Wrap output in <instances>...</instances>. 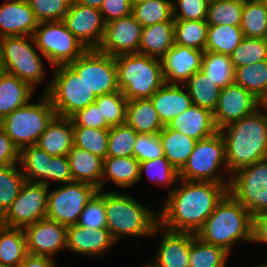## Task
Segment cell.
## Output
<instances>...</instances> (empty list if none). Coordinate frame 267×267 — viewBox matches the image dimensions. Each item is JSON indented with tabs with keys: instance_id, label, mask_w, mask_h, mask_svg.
Listing matches in <instances>:
<instances>
[{
	"instance_id": "cell-1",
	"label": "cell",
	"mask_w": 267,
	"mask_h": 267,
	"mask_svg": "<svg viewBox=\"0 0 267 267\" xmlns=\"http://www.w3.org/2000/svg\"><path fill=\"white\" fill-rule=\"evenodd\" d=\"M177 185L163 199L166 203L158 211L159 225L170 231L196 234L228 192L229 184L179 179Z\"/></svg>"
},
{
	"instance_id": "cell-2",
	"label": "cell",
	"mask_w": 267,
	"mask_h": 267,
	"mask_svg": "<svg viewBox=\"0 0 267 267\" xmlns=\"http://www.w3.org/2000/svg\"><path fill=\"white\" fill-rule=\"evenodd\" d=\"M262 111L258 108L219 129L225 141L227 180L239 169L267 158V113Z\"/></svg>"
},
{
	"instance_id": "cell-3",
	"label": "cell",
	"mask_w": 267,
	"mask_h": 267,
	"mask_svg": "<svg viewBox=\"0 0 267 267\" xmlns=\"http://www.w3.org/2000/svg\"><path fill=\"white\" fill-rule=\"evenodd\" d=\"M195 236L231 253L234 244L239 241L252 243V216L227 192Z\"/></svg>"
},
{
	"instance_id": "cell-4",
	"label": "cell",
	"mask_w": 267,
	"mask_h": 267,
	"mask_svg": "<svg viewBox=\"0 0 267 267\" xmlns=\"http://www.w3.org/2000/svg\"><path fill=\"white\" fill-rule=\"evenodd\" d=\"M106 228L117 243L123 237H151L159 213L123 192L105 191Z\"/></svg>"
},
{
	"instance_id": "cell-5",
	"label": "cell",
	"mask_w": 267,
	"mask_h": 267,
	"mask_svg": "<svg viewBox=\"0 0 267 267\" xmlns=\"http://www.w3.org/2000/svg\"><path fill=\"white\" fill-rule=\"evenodd\" d=\"M115 63L118 89L127 100L150 99L165 83L159 58L124 54L115 57Z\"/></svg>"
},
{
	"instance_id": "cell-6",
	"label": "cell",
	"mask_w": 267,
	"mask_h": 267,
	"mask_svg": "<svg viewBox=\"0 0 267 267\" xmlns=\"http://www.w3.org/2000/svg\"><path fill=\"white\" fill-rule=\"evenodd\" d=\"M55 110L46 93L5 116L0 124L14 145L21 151L24 147L36 145L48 123L55 116Z\"/></svg>"
},
{
	"instance_id": "cell-7",
	"label": "cell",
	"mask_w": 267,
	"mask_h": 267,
	"mask_svg": "<svg viewBox=\"0 0 267 267\" xmlns=\"http://www.w3.org/2000/svg\"><path fill=\"white\" fill-rule=\"evenodd\" d=\"M37 49L33 36L1 37L0 59L4 72L17 76L33 89L38 87L46 77V68L42 61L44 55Z\"/></svg>"
},
{
	"instance_id": "cell-8",
	"label": "cell",
	"mask_w": 267,
	"mask_h": 267,
	"mask_svg": "<svg viewBox=\"0 0 267 267\" xmlns=\"http://www.w3.org/2000/svg\"><path fill=\"white\" fill-rule=\"evenodd\" d=\"M54 68L44 93L49 97L57 116L70 118L95 102L97 96L69 65Z\"/></svg>"
},
{
	"instance_id": "cell-9",
	"label": "cell",
	"mask_w": 267,
	"mask_h": 267,
	"mask_svg": "<svg viewBox=\"0 0 267 267\" xmlns=\"http://www.w3.org/2000/svg\"><path fill=\"white\" fill-rule=\"evenodd\" d=\"M220 168L225 169L224 173L227 172L225 141L217 131L196 142L186 164L179 171V179L229 184L230 180H223L225 177L222 176L224 173Z\"/></svg>"
},
{
	"instance_id": "cell-10",
	"label": "cell",
	"mask_w": 267,
	"mask_h": 267,
	"mask_svg": "<svg viewBox=\"0 0 267 267\" xmlns=\"http://www.w3.org/2000/svg\"><path fill=\"white\" fill-rule=\"evenodd\" d=\"M32 36L44 59L53 67L68 65L87 50L63 21L39 22Z\"/></svg>"
},
{
	"instance_id": "cell-11",
	"label": "cell",
	"mask_w": 267,
	"mask_h": 267,
	"mask_svg": "<svg viewBox=\"0 0 267 267\" xmlns=\"http://www.w3.org/2000/svg\"><path fill=\"white\" fill-rule=\"evenodd\" d=\"M99 189L84 182L64 183L48 192L46 218L65 226L78 224L81 213Z\"/></svg>"
},
{
	"instance_id": "cell-12",
	"label": "cell",
	"mask_w": 267,
	"mask_h": 267,
	"mask_svg": "<svg viewBox=\"0 0 267 267\" xmlns=\"http://www.w3.org/2000/svg\"><path fill=\"white\" fill-rule=\"evenodd\" d=\"M228 192L253 217L267 211V158L243 167L230 176Z\"/></svg>"
},
{
	"instance_id": "cell-13",
	"label": "cell",
	"mask_w": 267,
	"mask_h": 267,
	"mask_svg": "<svg viewBox=\"0 0 267 267\" xmlns=\"http://www.w3.org/2000/svg\"><path fill=\"white\" fill-rule=\"evenodd\" d=\"M96 96L118 91L115 57L98 49H87L68 64Z\"/></svg>"
},
{
	"instance_id": "cell-14",
	"label": "cell",
	"mask_w": 267,
	"mask_h": 267,
	"mask_svg": "<svg viewBox=\"0 0 267 267\" xmlns=\"http://www.w3.org/2000/svg\"><path fill=\"white\" fill-rule=\"evenodd\" d=\"M49 186L25 181L10 208L0 218V224L24 229L46 218Z\"/></svg>"
},
{
	"instance_id": "cell-15",
	"label": "cell",
	"mask_w": 267,
	"mask_h": 267,
	"mask_svg": "<svg viewBox=\"0 0 267 267\" xmlns=\"http://www.w3.org/2000/svg\"><path fill=\"white\" fill-rule=\"evenodd\" d=\"M143 26L131 14L106 24L98 50L117 57L138 53Z\"/></svg>"
},
{
	"instance_id": "cell-16",
	"label": "cell",
	"mask_w": 267,
	"mask_h": 267,
	"mask_svg": "<svg viewBox=\"0 0 267 267\" xmlns=\"http://www.w3.org/2000/svg\"><path fill=\"white\" fill-rule=\"evenodd\" d=\"M27 252L30 255L54 258L67 249V226L44 218L24 229Z\"/></svg>"
},
{
	"instance_id": "cell-17",
	"label": "cell",
	"mask_w": 267,
	"mask_h": 267,
	"mask_svg": "<svg viewBox=\"0 0 267 267\" xmlns=\"http://www.w3.org/2000/svg\"><path fill=\"white\" fill-rule=\"evenodd\" d=\"M63 22L87 49H98L106 27L100 9L77 3L69 7Z\"/></svg>"
},
{
	"instance_id": "cell-18",
	"label": "cell",
	"mask_w": 267,
	"mask_h": 267,
	"mask_svg": "<svg viewBox=\"0 0 267 267\" xmlns=\"http://www.w3.org/2000/svg\"><path fill=\"white\" fill-rule=\"evenodd\" d=\"M260 108V100L235 83L220 90L219 100L213 112L217 129L238 121Z\"/></svg>"
},
{
	"instance_id": "cell-19",
	"label": "cell",
	"mask_w": 267,
	"mask_h": 267,
	"mask_svg": "<svg viewBox=\"0 0 267 267\" xmlns=\"http://www.w3.org/2000/svg\"><path fill=\"white\" fill-rule=\"evenodd\" d=\"M162 231V232H161ZM161 234L154 262L147 267H189L190 233L170 231L157 225L151 237Z\"/></svg>"
},
{
	"instance_id": "cell-20",
	"label": "cell",
	"mask_w": 267,
	"mask_h": 267,
	"mask_svg": "<svg viewBox=\"0 0 267 267\" xmlns=\"http://www.w3.org/2000/svg\"><path fill=\"white\" fill-rule=\"evenodd\" d=\"M204 51L174 44L160 59L164 82L184 84L190 76L201 70Z\"/></svg>"
},
{
	"instance_id": "cell-21",
	"label": "cell",
	"mask_w": 267,
	"mask_h": 267,
	"mask_svg": "<svg viewBox=\"0 0 267 267\" xmlns=\"http://www.w3.org/2000/svg\"><path fill=\"white\" fill-rule=\"evenodd\" d=\"M115 243L107 228L67 227V249L79 255L103 258Z\"/></svg>"
},
{
	"instance_id": "cell-22",
	"label": "cell",
	"mask_w": 267,
	"mask_h": 267,
	"mask_svg": "<svg viewBox=\"0 0 267 267\" xmlns=\"http://www.w3.org/2000/svg\"><path fill=\"white\" fill-rule=\"evenodd\" d=\"M38 23L27 0H6L0 5V38L32 36Z\"/></svg>"
},
{
	"instance_id": "cell-23",
	"label": "cell",
	"mask_w": 267,
	"mask_h": 267,
	"mask_svg": "<svg viewBox=\"0 0 267 267\" xmlns=\"http://www.w3.org/2000/svg\"><path fill=\"white\" fill-rule=\"evenodd\" d=\"M182 86V87H181ZM161 122L166 126L176 116L189 109L193 104L184 84H168L158 89L150 98Z\"/></svg>"
},
{
	"instance_id": "cell-24",
	"label": "cell",
	"mask_w": 267,
	"mask_h": 267,
	"mask_svg": "<svg viewBox=\"0 0 267 267\" xmlns=\"http://www.w3.org/2000/svg\"><path fill=\"white\" fill-rule=\"evenodd\" d=\"M36 146L52 156H67L74 146L72 120L55 115L39 137Z\"/></svg>"
},
{
	"instance_id": "cell-25",
	"label": "cell",
	"mask_w": 267,
	"mask_h": 267,
	"mask_svg": "<svg viewBox=\"0 0 267 267\" xmlns=\"http://www.w3.org/2000/svg\"><path fill=\"white\" fill-rule=\"evenodd\" d=\"M167 126L197 141L219 131L214 123L213 113L197 105H192L176 116Z\"/></svg>"
},
{
	"instance_id": "cell-26",
	"label": "cell",
	"mask_w": 267,
	"mask_h": 267,
	"mask_svg": "<svg viewBox=\"0 0 267 267\" xmlns=\"http://www.w3.org/2000/svg\"><path fill=\"white\" fill-rule=\"evenodd\" d=\"M67 156L72 182L88 183L101 190L103 159L77 146H73Z\"/></svg>"
},
{
	"instance_id": "cell-27",
	"label": "cell",
	"mask_w": 267,
	"mask_h": 267,
	"mask_svg": "<svg viewBox=\"0 0 267 267\" xmlns=\"http://www.w3.org/2000/svg\"><path fill=\"white\" fill-rule=\"evenodd\" d=\"M175 44L174 21L143 27L138 53L161 59Z\"/></svg>"
},
{
	"instance_id": "cell-28",
	"label": "cell",
	"mask_w": 267,
	"mask_h": 267,
	"mask_svg": "<svg viewBox=\"0 0 267 267\" xmlns=\"http://www.w3.org/2000/svg\"><path fill=\"white\" fill-rule=\"evenodd\" d=\"M35 90L17 76L3 72L0 75V121L27 104Z\"/></svg>"
},
{
	"instance_id": "cell-29",
	"label": "cell",
	"mask_w": 267,
	"mask_h": 267,
	"mask_svg": "<svg viewBox=\"0 0 267 267\" xmlns=\"http://www.w3.org/2000/svg\"><path fill=\"white\" fill-rule=\"evenodd\" d=\"M138 134H158L164 124L150 99L128 100L126 122Z\"/></svg>"
},
{
	"instance_id": "cell-30",
	"label": "cell",
	"mask_w": 267,
	"mask_h": 267,
	"mask_svg": "<svg viewBox=\"0 0 267 267\" xmlns=\"http://www.w3.org/2000/svg\"><path fill=\"white\" fill-rule=\"evenodd\" d=\"M140 163L135 157H106L103 160L101 190L106 181L116 184L119 188H129L139 182Z\"/></svg>"
},
{
	"instance_id": "cell-31",
	"label": "cell",
	"mask_w": 267,
	"mask_h": 267,
	"mask_svg": "<svg viewBox=\"0 0 267 267\" xmlns=\"http://www.w3.org/2000/svg\"><path fill=\"white\" fill-rule=\"evenodd\" d=\"M164 157L179 172L186 164L191 155L197 140L182 134L179 131L170 129L167 125L158 133Z\"/></svg>"
},
{
	"instance_id": "cell-32",
	"label": "cell",
	"mask_w": 267,
	"mask_h": 267,
	"mask_svg": "<svg viewBox=\"0 0 267 267\" xmlns=\"http://www.w3.org/2000/svg\"><path fill=\"white\" fill-rule=\"evenodd\" d=\"M27 255L24 230L0 224V263L18 267Z\"/></svg>"
},
{
	"instance_id": "cell-33",
	"label": "cell",
	"mask_w": 267,
	"mask_h": 267,
	"mask_svg": "<svg viewBox=\"0 0 267 267\" xmlns=\"http://www.w3.org/2000/svg\"><path fill=\"white\" fill-rule=\"evenodd\" d=\"M193 105L214 112L219 100L221 88L215 84L202 70L195 72L184 83Z\"/></svg>"
},
{
	"instance_id": "cell-34",
	"label": "cell",
	"mask_w": 267,
	"mask_h": 267,
	"mask_svg": "<svg viewBox=\"0 0 267 267\" xmlns=\"http://www.w3.org/2000/svg\"><path fill=\"white\" fill-rule=\"evenodd\" d=\"M51 159L52 155L36 145L24 147L20 151L19 164L26 181L48 186V167Z\"/></svg>"
},
{
	"instance_id": "cell-35",
	"label": "cell",
	"mask_w": 267,
	"mask_h": 267,
	"mask_svg": "<svg viewBox=\"0 0 267 267\" xmlns=\"http://www.w3.org/2000/svg\"><path fill=\"white\" fill-rule=\"evenodd\" d=\"M230 253L190 233L189 267H226Z\"/></svg>"
},
{
	"instance_id": "cell-36",
	"label": "cell",
	"mask_w": 267,
	"mask_h": 267,
	"mask_svg": "<svg viewBox=\"0 0 267 267\" xmlns=\"http://www.w3.org/2000/svg\"><path fill=\"white\" fill-rule=\"evenodd\" d=\"M243 38L240 26L209 25L205 51L230 56Z\"/></svg>"
},
{
	"instance_id": "cell-37",
	"label": "cell",
	"mask_w": 267,
	"mask_h": 267,
	"mask_svg": "<svg viewBox=\"0 0 267 267\" xmlns=\"http://www.w3.org/2000/svg\"><path fill=\"white\" fill-rule=\"evenodd\" d=\"M201 70L221 89L234 84L235 68L229 55L204 51Z\"/></svg>"
},
{
	"instance_id": "cell-38",
	"label": "cell",
	"mask_w": 267,
	"mask_h": 267,
	"mask_svg": "<svg viewBox=\"0 0 267 267\" xmlns=\"http://www.w3.org/2000/svg\"><path fill=\"white\" fill-rule=\"evenodd\" d=\"M240 28L244 37L267 39V8L261 0H244Z\"/></svg>"
},
{
	"instance_id": "cell-39",
	"label": "cell",
	"mask_w": 267,
	"mask_h": 267,
	"mask_svg": "<svg viewBox=\"0 0 267 267\" xmlns=\"http://www.w3.org/2000/svg\"><path fill=\"white\" fill-rule=\"evenodd\" d=\"M234 83L261 100L267 93V60L236 68Z\"/></svg>"
},
{
	"instance_id": "cell-40",
	"label": "cell",
	"mask_w": 267,
	"mask_h": 267,
	"mask_svg": "<svg viewBox=\"0 0 267 267\" xmlns=\"http://www.w3.org/2000/svg\"><path fill=\"white\" fill-rule=\"evenodd\" d=\"M208 26L206 20H174L175 44L205 51Z\"/></svg>"
},
{
	"instance_id": "cell-41",
	"label": "cell",
	"mask_w": 267,
	"mask_h": 267,
	"mask_svg": "<svg viewBox=\"0 0 267 267\" xmlns=\"http://www.w3.org/2000/svg\"><path fill=\"white\" fill-rule=\"evenodd\" d=\"M25 181L20 164L0 166V218L10 208Z\"/></svg>"
},
{
	"instance_id": "cell-42",
	"label": "cell",
	"mask_w": 267,
	"mask_h": 267,
	"mask_svg": "<svg viewBox=\"0 0 267 267\" xmlns=\"http://www.w3.org/2000/svg\"><path fill=\"white\" fill-rule=\"evenodd\" d=\"M144 172L146 173L147 179L154 184L157 183V186L170 188L171 190L168 192L175 188L179 180V172L165 157L140 162L139 182L143 178ZM171 185L172 187H170Z\"/></svg>"
},
{
	"instance_id": "cell-43",
	"label": "cell",
	"mask_w": 267,
	"mask_h": 267,
	"mask_svg": "<svg viewBox=\"0 0 267 267\" xmlns=\"http://www.w3.org/2000/svg\"><path fill=\"white\" fill-rule=\"evenodd\" d=\"M132 15L143 27L174 21L172 0H150L132 4Z\"/></svg>"
},
{
	"instance_id": "cell-44",
	"label": "cell",
	"mask_w": 267,
	"mask_h": 267,
	"mask_svg": "<svg viewBox=\"0 0 267 267\" xmlns=\"http://www.w3.org/2000/svg\"><path fill=\"white\" fill-rule=\"evenodd\" d=\"M244 0H210L206 22L208 25L240 26Z\"/></svg>"
},
{
	"instance_id": "cell-45",
	"label": "cell",
	"mask_w": 267,
	"mask_h": 267,
	"mask_svg": "<svg viewBox=\"0 0 267 267\" xmlns=\"http://www.w3.org/2000/svg\"><path fill=\"white\" fill-rule=\"evenodd\" d=\"M74 146L84 149L103 160L107 157L110 129L73 126Z\"/></svg>"
},
{
	"instance_id": "cell-46",
	"label": "cell",
	"mask_w": 267,
	"mask_h": 267,
	"mask_svg": "<svg viewBox=\"0 0 267 267\" xmlns=\"http://www.w3.org/2000/svg\"><path fill=\"white\" fill-rule=\"evenodd\" d=\"M230 57L235 69L267 60V39L244 37Z\"/></svg>"
},
{
	"instance_id": "cell-47",
	"label": "cell",
	"mask_w": 267,
	"mask_h": 267,
	"mask_svg": "<svg viewBox=\"0 0 267 267\" xmlns=\"http://www.w3.org/2000/svg\"><path fill=\"white\" fill-rule=\"evenodd\" d=\"M128 100L118 90L109 94L96 97L95 104L100 108L101 116L110 127L126 122V107Z\"/></svg>"
},
{
	"instance_id": "cell-48",
	"label": "cell",
	"mask_w": 267,
	"mask_h": 267,
	"mask_svg": "<svg viewBox=\"0 0 267 267\" xmlns=\"http://www.w3.org/2000/svg\"><path fill=\"white\" fill-rule=\"evenodd\" d=\"M138 133L126 123L110 128L107 157H134Z\"/></svg>"
},
{
	"instance_id": "cell-49",
	"label": "cell",
	"mask_w": 267,
	"mask_h": 267,
	"mask_svg": "<svg viewBox=\"0 0 267 267\" xmlns=\"http://www.w3.org/2000/svg\"><path fill=\"white\" fill-rule=\"evenodd\" d=\"M78 224L91 228H106L105 191L99 190L81 213Z\"/></svg>"
},
{
	"instance_id": "cell-50",
	"label": "cell",
	"mask_w": 267,
	"mask_h": 267,
	"mask_svg": "<svg viewBox=\"0 0 267 267\" xmlns=\"http://www.w3.org/2000/svg\"><path fill=\"white\" fill-rule=\"evenodd\" d=\"M38 22L63 21L69 7L64 0H27Z\"/></svg>"
},
{
	"instance_id": "cell-51",
	"label": "cell",
	"mask_w": 267,
	"mask_h": 267,
	"mask_svg": "<svg viewBox=\"0 0 267 267\" xmlns=\"http://www.w3.org/2000/svg\"><path fill=\"white\" fill-rule=\"evenodd\" d=\"M210 0H172L174 20H206Z\"/></svg>"
},
{
	"instance_id": "cell-52",
	"label": "cell",
	"mask_w": 267,
	"mask_h": 267,
	"mask_svg": "<svg viewBox=\"0 0 267 267\" xmlns=\"http://www.w3.org/2000/svg\"><path fill=\"white\" fill-rule=\"evenodd\" d=\"M134 157L140 162L164 157L158 134H138L134 145Z\"/></svg>"
},
{
	"instance_id": "cell-53",
	"label": "cell",
	"mask_w": 267,
	"mask_h": 267,
	"mask_svg": "<svg viewBox=\"0 0 267 267\" xmlns=\"http://www.w3.org/2000/svg\"><path fill=\"white\" fill-rule=\"evenodd\" d=\"M73 126L89 127L95 129H110L111 127L106 123L101 116L100 108L95 103L90 104L84 109L77 111L70 117Z\"/></svg>"
},
{
	"instance_id": "cell-54",
	"label": "cell",
	"mask_w": 267,
	"mask_h": 267,
	"mask_svg": "<svg viewBox=\"0 0 267 267\" xmlns=\"http://www.w3.org/2000/svg\"><path fill=\"white\" fill-rule=\"evenodd\" d=\"M70 183L72 182V175L70 170V163L68 156H52L48 167V186L50 183Z\"/></svg>"
},
{
	"instance_id": "cell-55",
	"label": "cell",
	"mask_w": 267,
	"mask_h": 267,
	"mask_svg": "<svg viewBox=\"0 0 267 267\" xmlns=\"http://www.w3.org/2000/svg\"><path fill=\"white\" fill-rule=\"evenodd\" d=\"M105 23L132 14L131 0H104L100 8Z\"/></svg>"
},
{
	"instance_id": "cell-56",
	"label": "cell",
	"mask_w": 267,
	"mask_h": 267,
	"mask_svg": "<svg viewBox=\"0 0 267 267\" xmlns=\"http://www.w3.org/2000/svg\"><path fill=\"white\" fill-rule=\"evenodd\" d=\"M20 151L0 124V166L19 164Z\"/></svg>"
},
{
	"instance_id": "cell-57",
	"label": "cell",
	"mask_w": 267,
	"mask_h": 267,
	"mask_svg": "<svg viewBox=\"0 0 267 267\" xmlns=\"http://www.w3.org/2000/svg\"><path fill=\"white\" fill-rule=\"evenodd\" d=\"M252 242L267 244V211L252 217Z\"/></svg>"
},
{
	"instance_id": "cell-58",
	"label": "cell",
	"mask_w": 267,
	"mask_h": 267,
	"mask_svg": "<svg viewBox=\"0 0 267 267\" xmlns=\"http://www.w3.org/2000/svg\"><path fill=\"white\" fill-rule=\"evenodd\" d=\"M18 267H57L54 258L28 254Z\"/></svg>"
},
{
	"instance_id": "cell-59",
	"label": "cell",
	"mask_w": 267,
	"mask_h": 267,
	"mask_svg": "<svg viewBox=\"0 0 267 267\" xmlns=\"http://www.w3.org/2000/svg\"><path fill=\"white\" fill-rule=\"evenodd\" d=\"M104 0H78V3L84 6L100 9Z\"/></svg>"
},
{
	"instance_id": "cell-60",
	"label": "cell",
	"mask_w": 267,
	"mask_h": 267,
	"mask_svg": "<svg viewBox=\"0 0 267 267\" xmlns=\"http://www.w3.org/2000/svg\"><path fill=\"white\" fill-rule=\"evenodd\" d=\"M260 108L267 113V93L266 95L260 100Z\"/></svg>"
},
{
	"instance_id": "cell-61",
	"label": "cell",
	"mask_w": 267,
	"mask_h": 267,
	"mask_svg": "<svg viewBox=\"0 0 267 267\" xmlns=\"http://www.w3.org/2000/svg\"><path fill=\"white\" fill-rule=\"evenodd\" d=\"M68 7L74 6L78 3V0H64Z\"/></svg>"
},
{
	"instance_id": "cell-62",
	"label": "cell",
	"mask_w": 267,
	"mask_h": 267,
	"mask_svg": "<svg viewBox=\"0 0 267 267\" xmlns=\"http://www.w3.org/2000/svg\"><path fill=\"white\" fill-rule=\"evenodd\" d=\"M147 1H150V0H131V3L132 4H138V3H141V2H147Z\"/></svg>"
},
{
	"instance_id": "cell-63",
	"label": "cell",
	"mask_w": 267,
	"mask_h": 267,
	"mask_svg": "<svg viewBox=\"0 0 267 267\" xmlns=\"http://www.w3.org/2000/svg\"><path fill=\"white\" fill-rule=\"evenodd\" d=\"M4 72V68H3V64L2 61L0 59V75Z\"/></svg>"
},
{
	"instance_id": "cell-64",
	"label": "cell",
	"mask_w": 267,
	"mask_h": 267,
	"mask_svg": "<svg viewBox=\"0 0 267 267\" xmlns=\"http://www.w3.org/2000/svg\"><path fill=\"white\" fill-rule=\"evenodd\" d=\"M253 267V266H252ZM254 267H267V264L264 263V264H261V265H257V266H254Z\"/></svg>"
},
{
	"instance_id": "cell-65",
	"label": "cell",
	"mask_w": 267,
	"mask_h": 267,
	"mask_svg": "<svg viewBox=\"0 0 267 267\" xmlns=\"http://www.w3.org/2000/svg\"><path fill=\"white\" fill-rule=\"evenodd\" d=\"M0 267H11V266H8L6 264L0 263Z\"/></svg>"
},
{
	"instance_id": "cell-66",
	"label": "cell",
	"mask_w": 267,
	"mask_h": 267,
	"mask_svg": "<svg viewBox=\"0 0 267 267\" xmlns=\"http://www.w3.org/2000/svg\"><path fill=\"white\" fill-rule=\"evenodd\" d=\"M261 1L265 4V6L267 8V0H261Z\"/></svg>"
}]
</instances>
